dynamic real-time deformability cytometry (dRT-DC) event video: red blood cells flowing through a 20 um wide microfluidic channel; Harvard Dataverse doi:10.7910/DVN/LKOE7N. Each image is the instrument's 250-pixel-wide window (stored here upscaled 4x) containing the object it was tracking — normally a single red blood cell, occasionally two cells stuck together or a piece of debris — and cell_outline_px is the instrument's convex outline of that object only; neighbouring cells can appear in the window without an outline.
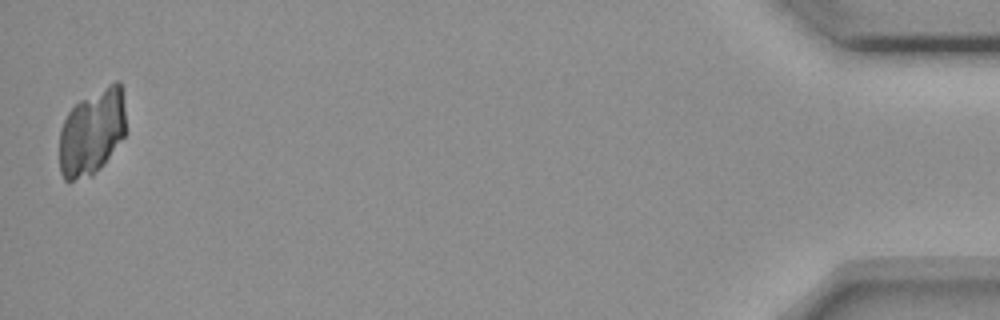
{"species": "common noctule bat (a hibernating species)", "species_latin": "Nyctalus noctula", "temperature_condition": "room temperature", "stored_images_in_passage": 55, "camera_frame_rate_fps": 3000, "um_per_image_px": 0.085, "animal": {"sex": "female", "body_mass_g": 18.4}, "frame": {"image": 1, "passage_image": 55, "time_ms": 18.0, "image_size_px": [1000, 320], "cell_outline_px": [[124, 136], [104, 164], [92, 176], [68, 184], [64, 180], [60, 172], [60, 128], [68, 112], [80, 100], [116, 80], [120, 80], [124, 108]], "centroid_in_image_um": [7.78, 11.29], "position_along_channel_um": 427.4, "area_um2": 33.41}}